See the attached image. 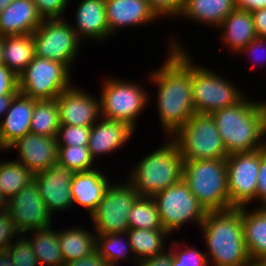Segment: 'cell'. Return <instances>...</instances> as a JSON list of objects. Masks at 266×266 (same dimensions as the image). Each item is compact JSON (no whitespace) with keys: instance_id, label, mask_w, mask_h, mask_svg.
<instances>
[{"instance_id":"6da1fadb","label":"cell","mask_w":266,"mask_h":266,"mask_svg":"<svg viewBox=\"0 0 266 266\" xmlns=\"http://www.w3.org/2000/svg\"><path fill=\"white\" fill-rule=\"evenodd\" d=\"M171 37L167 55L162 65L147 73V81L156 87V112L159 124L166 135L171 137L195 113L192 83L191 54L180 43L179 38ZM185 46V47H184Z\"/></svg>"},{"instance_id":"7a4b0ae2","label":"cell","mask_w":266,"mask_h":266,"mask_svg":"<svg viewBox=\"0 0 266 266\" xmlns=\"http://www.w3.org/2000/svg\"><path fill=\"white\" fill-rule=\"evenodd\" d=\"M199 229L208 266H253L243 234L242 207L208 211Z\"/></svg>"},{"instance_id":"3957f363","label":"cell","mask_w":266,"mask_h":266,"mask_svg":"<svg viewBox=\"0 0 266 266\" xmlns=\"http://www.w3.org/2000/svg\"><path fill=\"white\" fill-rule=\"evenodd\" d=\"M165 139V143L144 156L128 173L127 181L140 196L153 197L182 179L181 153L170 137Z\"/></svg>"},{"instance_id":"277c9868","label":"cell","mask_w":266,"mask_h":266,"mask_svg":"<svg viewBox=\"0 0 266 266\" xmlns=\"http://www.w3.org/2000/svg\"><path fill=\"white\" fill-rule=\"evenodd\" d=\"M253 101L246 94L234 105L211 113L228 155L251 152L266 146Z\"/></svg>"},{"instance_id":"5b68a950","label":"cell","mask_w":266,"mask_h":266,"mask_svg":"<svg viewBox=\"0 0 266 266\" xmlns=\"http://www.w3.org/2000/svg\"><path fill=\"white\" fill-rule=\"evenodd\" d=\"M183 180L207 211L231 209L225 159L183 161Z\"/></svg>"},{"instance_id":"8992f818","label":"cell","mask_w":266,"mask_h":266,"mask_svg":"<svg viewBox=\"0 0 266 266\" xmlns=\"http://www.w3.org/2000/svg\"><path fill=\"white\" fill-rule=\"evenodd\" d=\"M170 138L177 145L183 161L228 157L211 114L194 113Z\"/></svg>"},{"instance_id":"52a82bcc","label":"cell","mask_w":266,"mask_h":266,"mask_svg":"<svg viewBox=\"0 0 266 266\" xmlns=\"http://www.w3.org/2000/svg\"><path fill=\"white\" fill-rule=\"evenodd\" d=\"M136 82L106 77L99 94L101 117L125 122L136 129L138 117L146 110L151 96V92L141 86L142 83Z\"/></svg>"},{"instance_id":"ba28073f","label":"cell","mask_w":266,"mask_h":266,"mask_svg":"<svg viewBox=\"0 0 266 266\" xmlns=\"http://www.w3.org/2000/svg\"><path fill=\"white\" fill-rule=\"evenodd\" d=\"M191 57V83L195 113L211 114L240 101L246 94L233 81Z\"/></svg>"},{"instance_id":"9c48e42d","label":"cell","mask_w":266,"mask_h":266,"mask_svg":"<svg viewBox=\"0 0 266 266\" xmlns=\"http://www.w3.org/2000/svg\"><path fill=\"white\" fill-rule=\"evenodd\" d=\"M64 64L34 56L18 76L19 93L37 100H53L72 86V71Z\"/></svg>"},{"instance_id":"30bf717a","label":"cell","mask_w":266,"mask_h":266,"mask_svg":"<svg viewBox=\"0 0 266 266\" xmlns=\"http://www.w3.org/2000/svg\"><path fill=\"white\" fill-rule=\"evenodd\" d=\"M163 229L171 235L187 223H194L199 228L207 210L189 189L183 178L153 196Z\"/></svg>"},{"instance_id":"8fae6325","label":"cell","mask_w":266,"mask_h":266,"mask_svg":"<svg viewBox=\"0 0 266 266\" xmlns=\"http://www.w3.org/2000/svg\"><path fill=\"white\" fill-rule=\"evenodd\" d=\"M139 196L138 191L127 180L125 182L124 179L120 183L111 181L102 200L90 216L96 235L126 232L128 212Z\"/></svg>"},{"instance_id":"7c38bea8","label":"cell","mask_w":266,"mask_h":266,"mask_svg":"<svg viewBox=\"0 0 266 266\" xmlns=\"http://www.w3.org/2000/svg\"><path fill=\"white\" fill-rule=\"evenodd\" d=\"M32 34L36 56L60 62L70 70L73 69L83 42L67 19H43Z\"/></svg>"},{"instance_id":"4fadbf2b","label":"cell","mask_w":266,"mask_h":266,"mask_svg":"<svg viewBox=\"0 0 266 266\" xmlns=\"http://www.w3.org/2000/svg\"><path fill=\"white\" fill-rule=\"evenodd\" d=\"M225 160L230 206L239 208L256 202L260 149L230 154Z\"/></svg>"},{"instance_id":"5bb4252c","label":"cell","mask_w":266,"mask_h":266,"mask_svg":"<svg viewBox=\"0 0 266 266\" xmlns=\"http://www.w3.org/2000/svg\"><path fill=\"white\" fill-rule=\"evenodd\" d=\"M5 211L21 234L51 226L55 217L43 202L34 180L7 200Z\"/></svg>"},{"instance_id":"9a60e30c","label":"cell","mask_w":266,"mask_h":266,"mask_svg":"<svg viewBox=\"0 0 266 266\" xmlns=\"http://www.w3.org/2000/svg\"><path fill=\"white\" fill-rule=\"evenodd\" d=\"M74 172L56 162L44 171L34 174L33 180L49 212H65L73 209L71 180Z\"/></svg>"},{"instance_id":"2e32d148","label":"cell","mask_w":266,"mask_h":266,"mask_svg":"<svg viewBox=\"0 0 266 266\" xmlns=\"http://www.w3.org/2000/svg\"><path fill=\"white\" fill-rule=\"evenodd\" d=\"M83 89L72 85L56 98L60 124L92 126L101 117L100 97Z\"/></svg>"},{"instance_id":"e0dca14e","label":"cell","mask_w":266,"mask_h":266,"mask_svg":"<svg viewBox=\"0 0 266 266\" xmlns=\"http://www.w3.org/2000/svg\"><path fill=\"white\" fill-rule=\"evenodd\" d=\"M18 152V159L33 174L44 171L58 160L56 137L27 133L7 148Z\"/></svg>"},{"instance_id":"ac0fdd59","label":"cell","mask_w":266,"mask_h":266,"mask_svg":"<svg viewBox=\"0 0 266 266\" xmlns=\"http://www.w3.org/2000/svg\"><path fill=\"white\" fill-rule=\"evenodd\" d=\"M105 10L111 38L125 27L148 26L160 20L147 0H105Z\"/></svg>"},{"instance_id":"d6986e66","label":"cell","mask_w":266,"mask_h":266,"mask_svg":"<svg viewBox=\"0 0 266 266\" xmlns=\"http://www.w3.org/2000/svg\"><path fill=\"white\" fill-rule=\"evenodd\" d=\"M136 130L129 124L100 117L92 126L88 149L96 162L108 154H114L130 142ZM101 155V156H100Z\"/></svg>"},{"instance_id":"ffe728a7","label":"cell","mask_w":266,"mask_h":266,"mask_svg":"<svg viewBox=\"0 0 266 266\" xmlns=\"http://www.w3.org/2000/svg\"><path fill=\"white\" fill-rule=\"evenodd\" d=\"M71 26L82 41L104 43L111 39L106 20L105 0H80ZM98 40V41H97ZM100 41V42H99Z\"/></svg>"},{"instance_id":"44dd1931","label":"cell","mask_w":266,"mask_h":266,"mask_svg":"<svg viewBox=\"0 0 266 266\" xmlns=\"http://www.w3.org/2000/svg\"><path fill=\"white\" fill-rule=\"evenodd\" d=\"M110 181L109 176L98 167L87 172H75L71 180L73 208L79 205L90 217L102 200Z\"/></svg>"},{"instance_id":"7402d4cb","label":"cell","mask_w":266,"mask_h":266,"mask_svg":"<svg viewBox=\"0 0 266 266\" xmlns=\"http://www.w3.org/2000/svg\"><path fill=\"white\" fill-rule=\"evenodd\" d=\"M37 99L26 97L18 93L2 117L0 136L3 144L8 148L16 140L30 133L31 117Z\"/></svg>"},{"instance_id":"603a6c76","label":"cell","mask_w":266,"mask_h":266,"mask_svg":"<svg viewBox=\"0 0 266 266\" xmlns=\"http://www.w3.org/2000/svg\"><path fill=\"white\" fill-rule=\"evenodd\" d=\"M42 21L33 0H14L0 14V36L31 34Z\"/></svg>"},{"instance_id":"cb8c5ba5","label":"cell","mask_w":266,"mask_h":266,"mask_svg":"<svg viewBox=\"0 0 266 266\" xmlns=\"http://www.w3.org/2000/svg\"><path fill=\"white\" fill-rule=\"evenodd\" d=\"M217 28L219 31L222 29L220 43L235 55L257 37L252 13L249 11L235 9Z\"/></svg>"},{"instance_id":"d4e9b609","label":"cell","mask_w":266,"mask_h":266,"mask_svg":"<svg viewBox=\"0 0 266 266\" xmlns=\"http://www.w3.org/2000/svg\"><path fill=\"white\" fill-rule=\"evenodd\" d=\"M249 207H242L246 248L253 264L266 263V206Z\"/></svg>"},{"instance_id":"484cf974","label":"cell","mask_w":266,"mask_h":266,"mask_svg":"<svg viewBox=\"0 0 266 266\" xmlns=\"http://www.w3.org/2000/svg\"><path fill=\"white\" fill-rule=\"evenodd\" d=\"M236 9L234 0H184L178 18L216 28Z\"/></svg>"},{"instance_id":"4316f807","label":"cell","mask_w":266,"mask_h":266,"mask_svg":"<svg viewBox=\"0 0 266 266\" xmlns=\"http://www.w3.org/2000/svg\"><path fill=\"white\" fill-rule=\"evenodd\" d=\"M82 226L58 230V240L64 263L84 258L96 251L97 235Z\"/></svg>"},{"instance_id":"83f0119b","label":"cell","mask_w":266,"mask_h":266,"mask_svg":"<svg viewBox=\"0 0 266 266\" xmlns=\"http://www.w3.org/2000/svg\"><path fill=\"white\" fill-rule=\"evenodd\" d=\"M35 56L33 34L3 36L4 65L19 76Z\"/></svg>"},{"instance_id":"f1b7e54d","label":"cell","mask_w":266,"mask_h":266,"mask_svg":"<svg viewBox=\"0 0 266 266\" xmlns=\"http://www.w3.org/2000/svg\"><path fill=\"white\" fill-rule=\"evenodd\" d=\"M24 235L29 239L40 266L64 265L58 231L54 230V226L53 229L51 225L43 229L30 231Z\"/></svg>"},{"instance_id":"f546056e","label":"cell","mask_w":266,"mask_h":266,"mask_svg":"<svg viewBox=\"0 0 266 266\" xmlns=\"http://www.w3.org/2000/svg\"><path fill=\"white\" fill-rule=\"evenodd\" d=\"M126 233L137 262L164 252L171 236L165 229H128Z\"/></svg>"},{"instance_id":"4dcf8cb0","label":"cell","mask_w":266,"mask_h":266,"mask_svg":"<svg viewBox=\"0 0 266 266\" xmlns=\"http://www.w3.org/2000/svg\"><path fill=\"white\" fill-rule=\"evenodd\" d=\"M30 133L56 137L60 127L56 99L37 100L32 112Z\"/></svg>"},{"instance_id":"1f68e13d","label":"cell","mask_w":266,"mask_h":266,"mask_svg":"<svg viewBox=\"0 0 266 266\" xmlns=\"http://www.w3.org/2000/svg\"><path fill=\"white\" fill-rule=\"evenodd\" d=\"M34 174L17 160H0V191L8 200L33 181Z\"/></svg>"},{"instance_id":"d6a6232c","label":"cell","mask_w":266,"mask_h":266,"mask_svg":"<svg viewBox=\"0 0 266 266\" xmlns=\"http://www.w3.org/2000/svg\"><path fill=\"white\" fill-rule=\"evenodd\" d=\"M96 250L106 261L120 263L121 261H136L127 233H115L107 235H97Z\"/></svg>"},{"instance_id":"836d02e7","label":"cell","mask_w":266,"mask_h":266,"mask_svg":"<svg viewBox=\"0 0 266 266\" xmlns=\"http://www.w3.org/2000/svg\"><path fill=\"white\" fill-rule=\"evenodd\" d=\"M163 229L153 197L139 196L128 212V229Z\"/></svg>"},{"instance_id":"e575fe53","label":"cell","mask_w":266,"mask_h":266,"mask_svg":"<svg viewBox=\"0 0 266 266\" xmlns=\"http://www.w3.org/2000/svg\"><path fill=\"white\" fill-rule=\"evenodd\" d=\"M57 162L74 173L87 172L96 169V166L98 167L97 162L89 152L88 146H58Z\"/></svg>"},{"instance_id":"d590c367","label":"cell","mask_w":266,"mask_h":266,"mask_svg":"<svg viewBox=\"0 0 266 266\" xmlns=\"http://www.w3.org/2000/svg\"><path fill=\"white\" fill-rule=\"evenodd\" d=\"M180 243L174 240L170 245L173 266H208L205 252L190 243Z\"/></svg>"},{"instance_id":"8d00e7d4","label":"cell","mask_w":266,"mask_h":266,"mask_svg":"<svg viewBox=\"0 0 266 266\" xmlns=\"http://www.w3.org/2000/svg\"><path fill=\"white\" fill-rule=\"evenodd\" d=\"M91 126L60 124L56 136L58 146H88Z\"/></svg>"},{"instance_id":"74e56055","label":"cell","mask_w":266,"mask_h":266,"mask_svg":"<svg viewBox=\"0 0 266 266\" xmlns=\"http://www.w3.org/2000/svg\"><path fill=\"white\" fill-rule=\"evenodd\" d=\"M14 266H40L29 239L22 234L8 248Z\"/></svg>"},{"instance_id":"f35d334b","label":"cell","mask_w":266,"mask_h":266,"mask_svg":"<svg viewBox=\"0 0 266 266\" xmlns=\"http://www.w3.org/2000/svg\"><path fill=\"white\" fill-rule=\"evenodd\" d=\"M37 11L43 19L65 18L64 12L71 4L69 0H33Z\"/></svg>"},{"instance_id":"ab89813d","label":"cell","mask_w":266,"mask_h":266,"mask_svg":"<svg viewBox=\"0 0 266 266\" xmlns=\"http://www.w3.org/2000/svg\"><path fill=\"white\" fill-rule=\"evenodd\" d=\"M21 235V232L16 227L10 215L4 211L0 215V252L7 250L15 239L19 238Z\"/></svg>"},{"instance_id":"60d3db41","label":"cell","mask_w":266,"mask_h":266,"mask_svg":"<svg viewBox=\"0 0 266 266\" xmlns=\"http://www.w3.org/2000/svg\"><path fill=\"white\" fill-rule=\"evenodd\" d=\"M150 7L162 19L178 18L180 15L184 0H147ZM177 16V17H176Z\"/></svg>"},{"instance_id":"b9f144b4","label":"cell","mask_w":266,"mask_h":266,"mask_svg":"<svg viewBox=\"0 0 266 266\" xmlns=\"http://www.w3.org/2000/svg\"><path fill=\"white\" fill-rule=\"evenodd\" d=\"M243 53L245 57L247 55L248 59L251 58V60H253H250L251 65L254 63L256 67L257 65L258 67H263L266 65V38H254L239 52L240 55Z\"/></svg>"},{"instance_id":"7bdbcfd3","label":"cell","mask_w":266,"mask_h":266,"mask_svg":"<svg viewBox=\"0 0 266 266\" xmlns=\"http://www.w3.org/2000/svg\"><path fill=\"white\" fill-rule=\"evenodd\" d=\"M19 93L18 76L4 64L0 65V96Z\"/></svg>"},{"instance_id":"ee69618b","label":"cell","mask_w":266,"mask_h":266,"mask_svg":"<svg viewBox=\"0 0 266 266\" xmlns=\"http://www.w3.org/2000/svg\"><path fill=\"white\" fill-rule=\"evenodd\" d=\"M266 206V146L260 148V167L256 189V204Z\"/></svg>"},{"instance_id":"f6af8a7d","label":"cell","mask_w":266,"mask_h":266,"mask_svg":"<svg viewBox=\"0 0 266 266\" xmlns=\"http://www.w3.org/2000/svg\"><path fill=\"white\" fill-rule=\"evenodd\" d=\"M136 266H173L172 250L169 248L153 257L142 259L136 264Z\"/></svg>"},{"instance_id":"bcb514c9","label":"cell","mask_w":266,"mask_h":266,"mask_svg":"<svg viewBox=\"0 0 266 266\" xmlns=\"http://www.w3.org/2000/svg\"><path fill=\"white\" fill-rule=\"evenodd\" d=\"M105 263V258L96 250L84 258H79L75 261H68L67 263H64L63 266H105Z\"/></svg>"},{"instance_id":"7dc6e473","label":"cell","mask_w":266,"mask_h":266,"mask_svg":"<svg viewBox=\"0 0 266 266\" xmlns=\"http://www.w3.org/2000/svg\"><path fill=\"white\" fill-rule=\"evenodd\" d=\"M257 37L266 38V8L252 11Z\"/></svg>"},{"instance_id":"c3c4849f","label":"cell","mask_w":266,"mask_h":266,"mask_svg":"<svg viewBox=\"0 0 266 266\" xmlns=\"http://www.w3.org/2000/svg\"><path fill=\"white\" fill-rule=\"evenodd\" d=\"M236 9L243 11H255L266 8V0H234Z\"/></svg>"},{"instance_id":"681fc988","label":"cell","mask_w":266,"mask_h":266,"mask_svg":"<svg viewBox=\"0 0 266 266\" xmlns=\"http://www.w3.org/2000/svg\"><path fill=\"white\" fill-rule=\"evenodd\" d=\"M254 102L256 104V108H257L259 118H260L261 134L264 140L266 141V100H262V101L254 100Z\"/></svg>"},{"instance_id":"f907efd6","label":"cell","mask_w":266,"mask_h":266,"mask_svg":"<svg viewBox=\"0 0 266 266\" xmlns=\"http://www.w3.org/2000/svg\"><path fill=\"white\" fill-rule=\"evenodd\" d=\"M16 95H5V96H0V123L2 120V116H4L6 114V112L8 111L11 102L13 100V98Z\"/></svg>"},{"instance_id":"816d5d0a","label":"cell","mask_w":266,"mask_h":266,"mask_svg":"<svg viewBox=\"0 0 266 266\" xmlns=\"http://www.w3.org/2000/svg\"><path fill=\"white\" fill-rule=\"evenodd\" d=\"M0 266H14L7 250L0 252Z\"/></svg>"},{"instance_id":"f5cc1de1","label":"cell","mask_w":266,"mask_h":266,"mask_svg":"<svg viewBox=\"0 0 266 266\" xmlns=\"http://www.w3.org/2000/svg\"><path fill=\"white\" fill-rule=\"evenodd\" d=\"M14 0H0V14L6 9Z\"/></svg>"},{"instance_id":"db71d44e","label":"cell","mask_w":266,"mask_h":266,"mask_svg":"<svg viewBox=\"0 0 266 266\" xmlns=\"http://www.w3.org/2000/svg\"><path fill=\"white\" fill-rule=\"evenodd\" d=\"M7 206V199L3 196L2 192L0 191V207L6 210Z\"/></svg>"},{"instance_id":"11a10c76","label":"cell","mask_w":266,"mask_h":266,"mask_svg":"<svg viewBox=\"0 0 266 266\" xmlns=\"http://www.w3.org/2000/svg\"><path fill=\"white\" fill-rule=\"evenodd\" d=\"M4 64L3 61V36H0V65Z\"/></svg>"},{"instance_id":"9f6ffc18","label":"cell","mask_w":266,"mask_h":266,"mask_svg":"<svg viewBox=\"0 0 266 266\" xmlns=\"http://www.w3.org/2000/svg\"><path fill=\"white\" fill-rule=\"evenodd\" d=\"M6 150H8L7 149V147L3 144V142H2V139H1V136H0V151L2 152H7Z\"/></svg>"},{"instance_id":"6f0895ef","label":"cell","mask_w":266,"mask_h":266,"mask_svg":"<svg viewBox=\"0 0 266 266\" xmlns=\"http://www.w3.org/2000/svg\"><path fill=\"white\" fill-rule=\"evenodd\" d=\"M120 266V263L106 261L105 266Z\"/></svg>"},{"instance_id":"680465c9","label":"cell","mask_w":266,"mask_h":266,"mask_svg":"<svg viewBox=\"0 0 266 266\" xmlns=\"http://www.w3.org/2000/svg\"><path fill=\"white\" fill-rule=\"evenodd\" d=\"M253 266H266V263H257V264H254Z\"/></svg>"},{"instance_id":"91938a15","label":"cell","mask_w":266,"mask_h":266,"mask_svg":"<svg viewBox=\"0 0 266 266\" xmlns=\"http://www.w3.org/2000/svg\"><path fill=\"white\" fill-rule=\"evenodd\" d=\"M5 210L2 208V207H0V215L4 212Z\"/></svg>"}]
</instances>
